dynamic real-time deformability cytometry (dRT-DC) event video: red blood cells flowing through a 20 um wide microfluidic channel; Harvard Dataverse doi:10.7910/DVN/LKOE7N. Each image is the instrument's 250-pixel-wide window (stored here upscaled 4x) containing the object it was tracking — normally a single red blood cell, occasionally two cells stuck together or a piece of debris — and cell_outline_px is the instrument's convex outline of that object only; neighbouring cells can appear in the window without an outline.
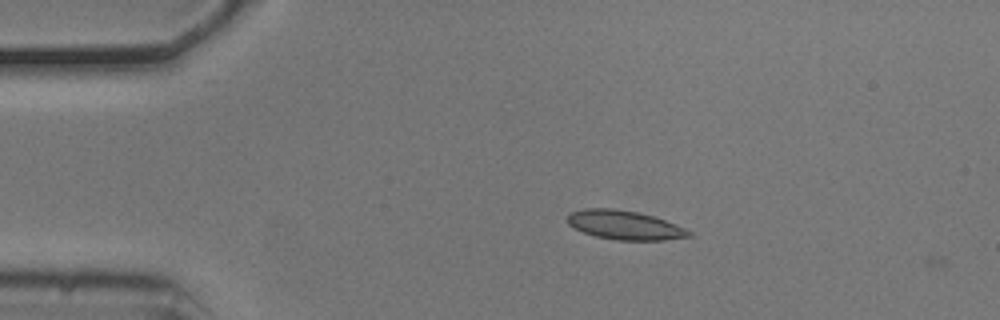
{"species": "common noctule bat (a hibernating species)", "species_latin": "Nyctalus noctula", "temperature_condition": "cold", "stored_images_in_passage": 4, "camera_frame_rate_fps": 3000, "um_per_image_px": 0.085, "animal": {"sex": "male", "body_mass_g": 20.5, "forearm_length_mm": 52.5}, "frame": {"image": 1, "passage_image": 1, "time_ms": 0.0, "image_size_px": [1000, 320], "cell_outline_px": [[692, 236], [664, 240], [616, 240], [596, 236], [584, 232], [568, 224], [568, 212], [584, 208], [612, 208], [636, 212], [652, 216], [676, 224], [692, 232]], "centroid_in_image_um": [53.08, 19.13], "position_along_channel_um": 31.9, "area_um2": 20.4}}